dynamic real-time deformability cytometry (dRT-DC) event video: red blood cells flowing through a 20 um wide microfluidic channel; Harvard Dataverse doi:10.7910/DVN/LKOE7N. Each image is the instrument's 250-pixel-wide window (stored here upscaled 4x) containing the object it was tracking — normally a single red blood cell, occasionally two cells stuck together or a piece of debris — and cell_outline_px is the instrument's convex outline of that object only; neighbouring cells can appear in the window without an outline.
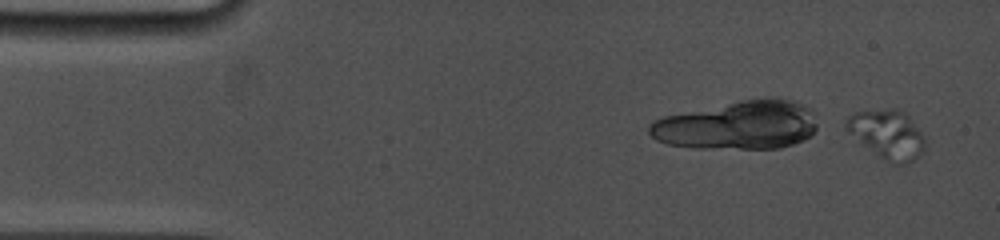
{"species": "common noctule bat (a hibernating species)", "species_latin": "Nyctalus noctula", "temperature_condition": "cold", "stored_images_in_passage": 10, "camera_frame_rate_fps": 5000, "um_per_image_px": 0.085, "animal": {"sex": "female", "body_mass_g": 19.0, "forearm_length_mm": 53.3}, "frame": {"image": 1, "passage_image": 1, "time_ms": 0.0, "image_size_px": [1000, 240], "cell_outline_px": [[924, 152], [912, 160], [900, 164], [892, 164], [880, 156], [848, 132], [844, 128], [844, 120], [848, 116], [856, 112], [892, 108], [896, 108], [904, 112], [908, 116], [924, 136]], "centroid_in_image_um": [75.42, 11.39], "position_along_channel_um": 9.6, "area_um2": 22.02}}